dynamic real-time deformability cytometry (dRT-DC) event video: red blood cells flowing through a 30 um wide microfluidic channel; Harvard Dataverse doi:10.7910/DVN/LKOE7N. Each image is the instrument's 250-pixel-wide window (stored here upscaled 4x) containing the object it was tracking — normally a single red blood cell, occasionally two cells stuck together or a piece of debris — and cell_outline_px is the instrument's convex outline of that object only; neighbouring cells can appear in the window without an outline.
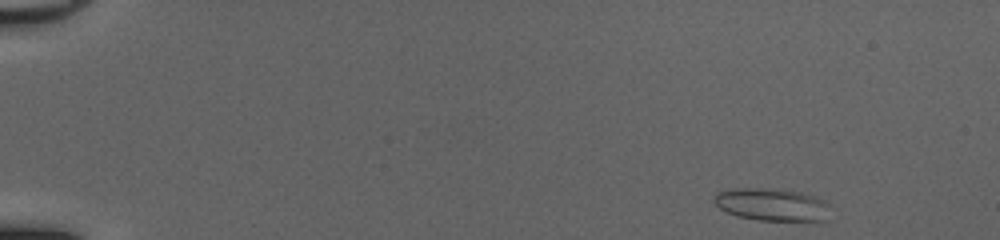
{"species": "common noctule bat (a hibernating species)", "species_latin": "Nyctalus noctula", "temperature_condition": "cold", "stored_images_in_passage": 46, "camera_frame_rate_fps": 3000, "um_per_image_px": 0.085, "animal": {"sex": "female", "body_mass_g": 20.0, "forearm_length_mm": 54.0}, "frame": {"image": 1, "passage_image": 1, "time_ms": 0.0, "image_size_px": [1000, 240], "cell_outline_px": [[828, 220], [760, 220], [736, 216], [720, 208], [712, 200], [716, 192], [732, 188], [760, 188], [800, 192], [816, 196], [824, 200], [828, 204]], "centroid_in_image_um": [65.59, 17.38], "position_along_channel_um": 19.4, "area_um2": 21.91}}
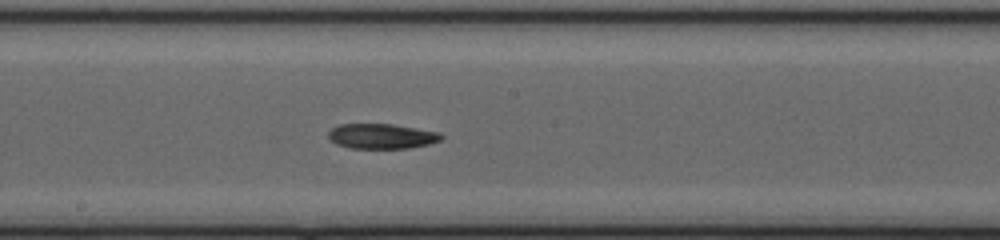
{"frame": {"image": 2, "passage_image": 25, "time_ms": 8.0, "image_size_px": [1000, 240], "cell_outline_px": [[444, 136], [440, 140], [428, 144], [408, 148], [348, 148], [336, 144], [328, 136], [328, 132], [332, 128], [340, 124], [392, 124], [440, 132]], "centroid_in_image_um": [32.44, 11.57], "position_along_channel_um": 215.8, "area_um2": 16.42}}
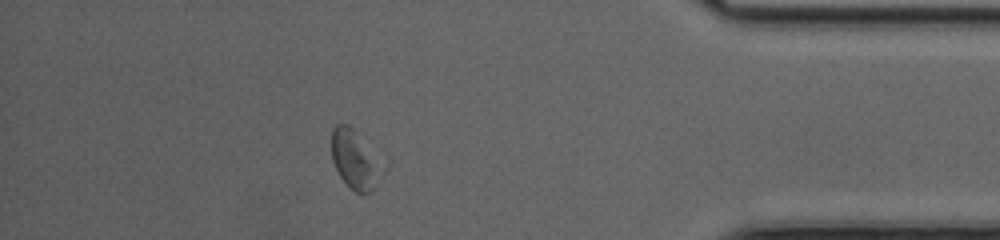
{"frame": {"image": 3, "passage_image": 41, "time_ms": 13.333, "image_size_px": [1000, 240], "cell_outline_px": [[388, 164], [384, 172], [372, 188], [368, 192], [356, 192], [348, 188], [340, 176], [332, 160], [332, 128], [336, 124], [348, 124]], "centroid_in_image_um": [30.23, 13.55], "position_along_channel_um": 405.0, "area_um2": 17.8}}